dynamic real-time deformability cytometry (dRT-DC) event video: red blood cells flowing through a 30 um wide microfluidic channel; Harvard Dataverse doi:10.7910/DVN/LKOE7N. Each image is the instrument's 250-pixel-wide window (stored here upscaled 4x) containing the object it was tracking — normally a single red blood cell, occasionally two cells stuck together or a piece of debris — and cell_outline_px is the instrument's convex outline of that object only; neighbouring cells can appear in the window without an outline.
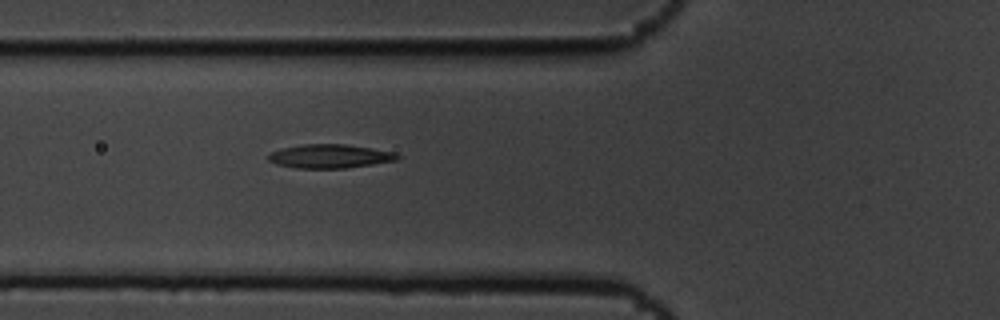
{"species": "common noctule bat (a hibernating species)", "species_latin": "Nyctalus noctula", "temperature_condition": "cold", "stored_images_in_passage": 2, "camera_frame_rate_fps": 3000, "um_per_image_px": 0.085, "animal": {"sex": "male", "body_mass_g": 19.5, "forearm_length_mm": 54.6}, "frame": {"image": 1, "passage_image": 2, "time_ms": 0.333, "image_size_px": [1000, 320], "cell_outline_px": [[400, 156], [396, 160], [372, 164], [344, 168], [296, 168], [276, 164], [268, 160], [268, 152], [284, 148], [304, 144], [344, 144], [392, 152]], "centroid_in_image_um": [27.96, 13.28], "position_along_channel_um": 97.8, "area_um2": 17.57}}